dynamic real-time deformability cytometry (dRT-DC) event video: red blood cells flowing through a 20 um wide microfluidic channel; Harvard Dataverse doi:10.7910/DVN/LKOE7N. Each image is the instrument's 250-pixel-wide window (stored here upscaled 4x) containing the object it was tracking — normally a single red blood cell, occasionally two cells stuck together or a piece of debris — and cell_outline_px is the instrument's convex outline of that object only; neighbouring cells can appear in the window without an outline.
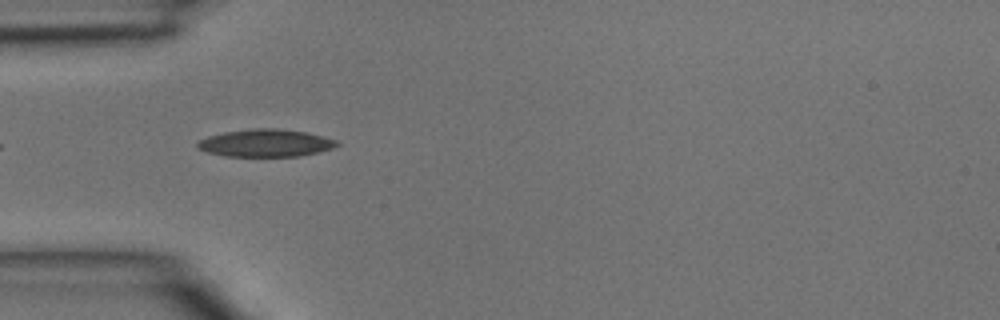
{"species": "common noctule bat (a hibernating species)", "species_latin": "Nyctalus noctula", "temperature_condition": "room temperature", "stored_images_in_passage": 4, "camera_frame_rate_fps": 3000, "um_per_image_px": 0.085, "animal": {"sex": "male", "body_mass_g": 15.6}, "frame": {"image": 1, "passage_image": 4, "time_ms": 1.0, "image_size_px": [1000, 320], "cell_outline_px": [[340, 144], [332, 148], [300, 156], [224, 156], [208, 152], [196, 148], [196, 144], [200, 140], [208, 136], [224, 132], [252, 128], [276, 128], [304, 132], [336, 140]], "centroid_in_image_um": [22.53, 12.16], "position_along_channel_um": 62.5, "area_um2": 22.14}}